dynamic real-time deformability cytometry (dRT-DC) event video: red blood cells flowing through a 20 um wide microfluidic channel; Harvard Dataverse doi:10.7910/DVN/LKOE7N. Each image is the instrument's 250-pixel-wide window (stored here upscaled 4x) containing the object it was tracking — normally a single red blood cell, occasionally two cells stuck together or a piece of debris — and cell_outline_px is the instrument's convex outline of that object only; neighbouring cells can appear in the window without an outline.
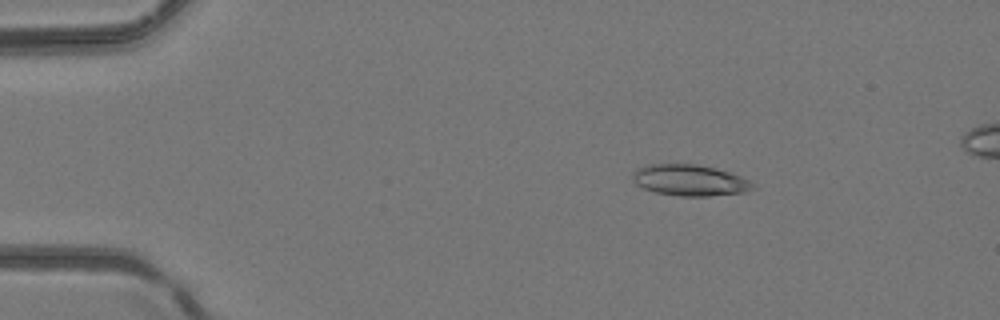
{"species": "common noctule bat (a hibernating species)", "species_latin": "Nyctalus noctula", "temperature_condition": "room temperature", "stored_images_in_passage": 3, "camera_frame_rate_fps": 3000, "um_per_image_px": 0.085, "animal": {"sex": "female", "body_mass_g": 24.6, "forearm_length_mm": 56.2}, "frame": {"image": 1, "passage_image": 2, "time_ms": 0.333, "image_size_px": [1000, 320], "cell_outline_px": [[756, 188], [744, 192], [708, 196], [680, 196], [656, 192], [644, 188], [636, 184], [632, 180], [632, 172], [636, 168], [648, 164], [696, 164], [716, 168], [740, 176], [748, 180]], "centroid_in_image_um": [58.59, 15.31], "position_along_channel_um": 26.4, "area_um2": 21.79}}